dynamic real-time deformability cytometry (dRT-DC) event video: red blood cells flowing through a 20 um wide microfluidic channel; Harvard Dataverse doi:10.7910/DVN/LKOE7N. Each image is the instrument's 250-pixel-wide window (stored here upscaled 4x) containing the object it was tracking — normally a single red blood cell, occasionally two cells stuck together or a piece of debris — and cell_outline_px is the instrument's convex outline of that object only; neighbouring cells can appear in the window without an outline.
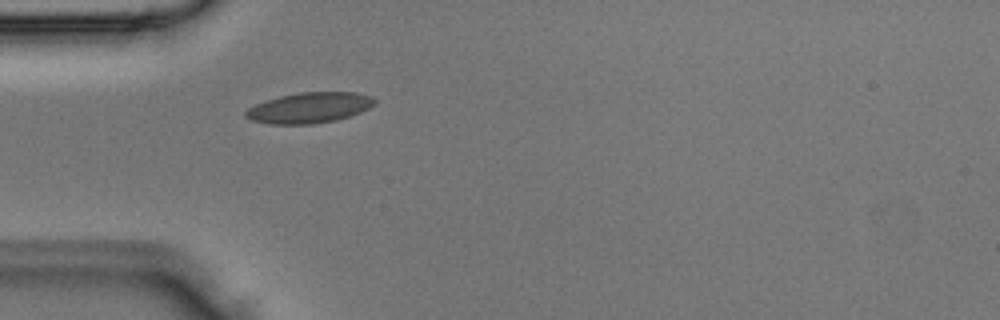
{"species": "Egyptian fruit bat (a non-hibernating species)", "species_latin": "Rousettus aegyptiacus", "temperature_condition": "room temperature", "stored_images_in_passage": 3, "camera_frame_rate_fps": 3000, "um_per_image_px": 0.085, "animal": {"sex": "male"}, "frame": {"image": 1, "passage_image": 3, "time_ms": 0.667, "image_size_px": [1000, 320], "cell_outline_px": [[376, 104], [360, 112], [336, 120], [312, 124], [268, 124], [252, 120], [244, 116], [244, 112], [248, 108], [256, 104], [280, 96], [300, 92], [356, 92], [372, 96], [376, 100]], "centroid_in_image_um": [26.3, 9.16], "position_along_channel_um": 58.7, "area_um2": 22.95}}